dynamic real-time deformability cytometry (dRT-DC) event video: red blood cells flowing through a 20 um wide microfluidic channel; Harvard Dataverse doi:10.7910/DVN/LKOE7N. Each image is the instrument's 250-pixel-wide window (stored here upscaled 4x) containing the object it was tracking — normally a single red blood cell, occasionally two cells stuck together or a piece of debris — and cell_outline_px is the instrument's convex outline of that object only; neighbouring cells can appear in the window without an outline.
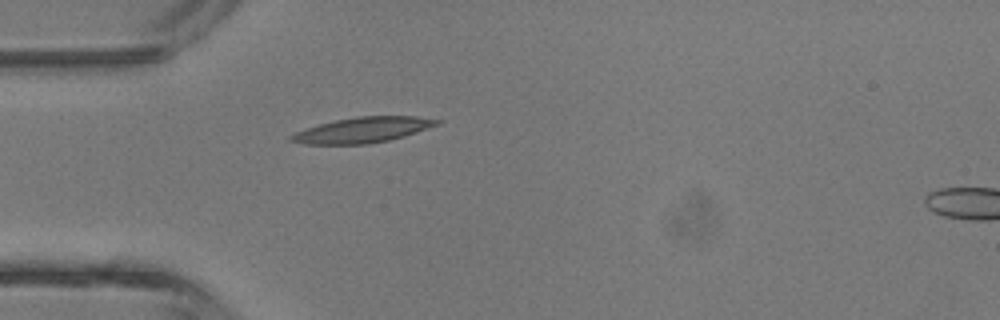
{"species": "common noctule bat (a hibernating species)", "species_latin": "Nyctalus noctula", "temperature_condition": "room temperature", "stored_images_in_passage": 32, "camera_frame_rate_fps": 3000, "um_per_image_px": 0.085, "animal": {"sex": "male", "body_mass_g": 13.3}, "frame": {"image": 1, "passage_image": 1, "time_ms": 0.0, "image_size_px": [1000, 320], "cell_outline_px": [[444, 120], [440, 124], [404, 136], [388, 140], [368, 144], [304, 144], [288, 140], [288, 136], [296, 132], [320, 124], [336, 120], [356, 116], [416, 116]], "centroid_in_image_um": [30.86, 11.04], "position_along_channel_um": 54.1, "area_um2": 21.56}}
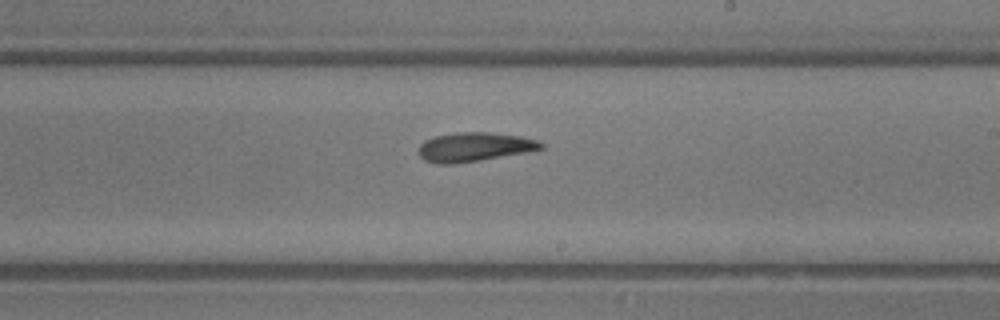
{"frame": {"image": 2, "passage_image": 14, "time_ms": 4.333, "image_size_px": [1000, 320], "cell_outline_px": [[544, 148], [528, 152], [456, 164], [436, 164], [424, 160], [420, 156], [420, 144], [424, 140], [436, 136], [456, 132], [488, 132], [520, 136], [540, 140], [544, 144]], "centroid_in_image_um": [40.35, 12.49], "position_along_channel_um": 248.7, "area_um2": 20.87}}
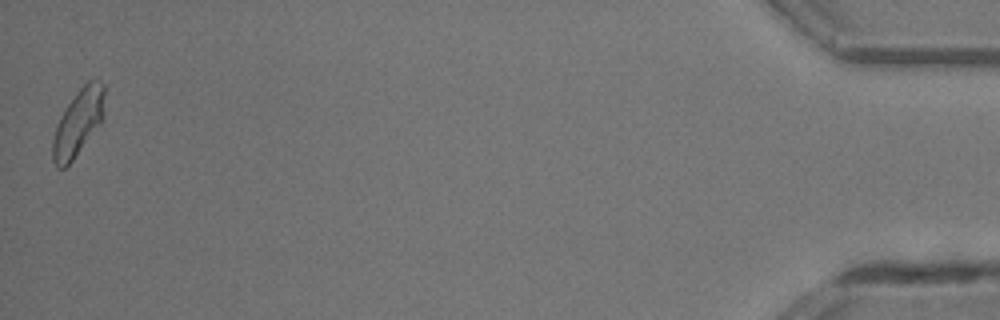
{"frame": {"image": 3, "passage_image": 32, "time_ms": 10.333, "image_size_px": [1000, 320], "cell_outline_px": [[104, 116], [100, 124], [72, 160], [64, 168], [56, 168], [52, 160], [52, 140], [60, 116], [76, 92], [88, 80], [100, 80], [104, 84]], "centroid_in_image_um": [6.64, 10.41], "position_along_channel_um": 428.6, "area_um2": 19.94}, "authors_computed_cell_mechanics": {"area_um2": 20.2011, "velocity_mm_per_s": 4.6445, "shape_relaxation_time_tau1_ms": 4.6597, "shape_relaxation_time_tau2_ms": 9.0168, "deformation_change_tau1": 0.17, "deformation_change_tau2": 0.2288}}